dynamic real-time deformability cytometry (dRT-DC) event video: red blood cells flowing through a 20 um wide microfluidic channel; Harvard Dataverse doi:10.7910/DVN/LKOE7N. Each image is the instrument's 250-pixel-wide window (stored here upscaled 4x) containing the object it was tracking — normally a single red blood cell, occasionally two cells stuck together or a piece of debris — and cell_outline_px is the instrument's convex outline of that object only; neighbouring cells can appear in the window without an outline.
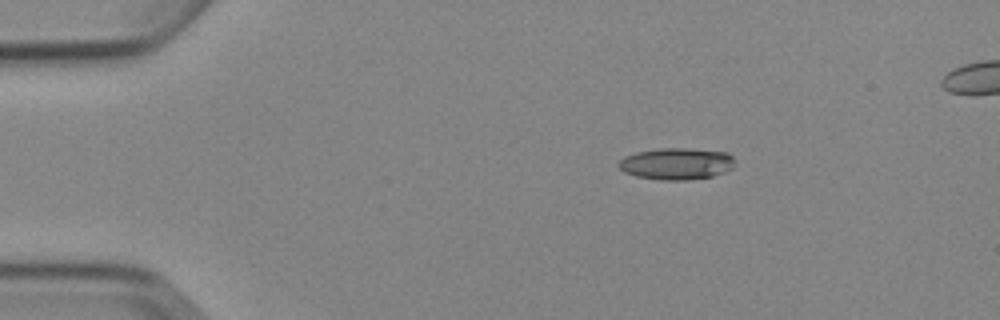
{"species": "Egyptian fruit bat (a non-hibernating species)", "species_latin": "Rousettus aegyptiacus", "temperature_condition": "cold", "stored_images_in_passage": 3, "camera_frame_rate_fps": 3000, "um_per_image_px": 0.085, "animal": {"sex": "female"}, "frame": {"image": 1, "passage_image": 1, "time_ms": 0.0, "image_size_px": [1000, 320], "cell_outline_px": [[732, 168], [724, 172], [712, 176], [684, 180], [660, 180], [636, 176], [624, 172], [616, 164], [624, 156], [636, 152], [660, 148], [688, 148], [728, 152], [732, 156]], "centroid_in_image_um": [57.46, 13.91], "position_along_channel_um": 27.5, "area_um2": 21.44}}